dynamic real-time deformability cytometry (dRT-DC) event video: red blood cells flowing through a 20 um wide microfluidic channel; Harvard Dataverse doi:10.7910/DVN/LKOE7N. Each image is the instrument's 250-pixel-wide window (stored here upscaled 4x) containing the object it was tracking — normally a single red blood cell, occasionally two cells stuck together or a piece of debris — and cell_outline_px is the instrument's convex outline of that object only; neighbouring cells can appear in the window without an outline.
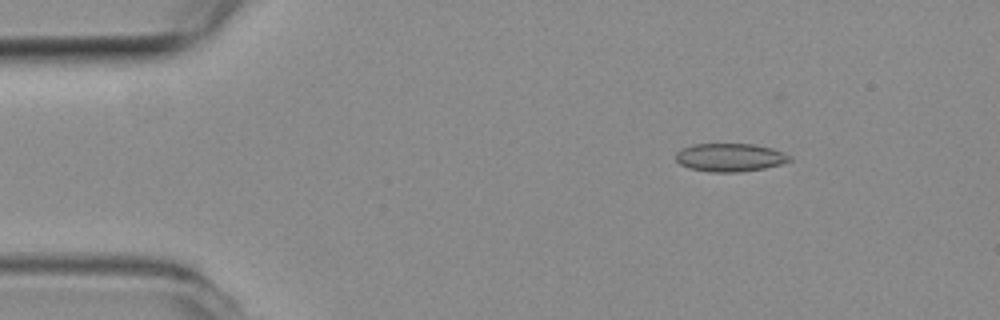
{"species": "common noctule bat (a hibernating species)", "species_latin": "Nyctalus noctula", "temperature_condition": "room temperature", "stored_images_in_passage": 57, "camera_frame_rate_fps": 3000, "um_per_image_px": 0.085, "animal": {"sex": "female", "body_mass_g": 19.3, "forearm_length_mm": 54.1}, "frame": {"image": 1, "passage_image": 8, "time_ms": 2.333, "image_size_px": [1000, 320], "cell_outline_px": [[792, 160], [780, 164], [764, 168], [740, 172], [712, 172], [688, 168], [680, 164], [676, 160], [676, 152], [692, 144], [752, 144], [772, 148], [784, 152], [792, 156]], "centroid_in_image_um": [62.06, 13.38], "position_along_channel_um": 22.9, "area_um2": 18.73}}
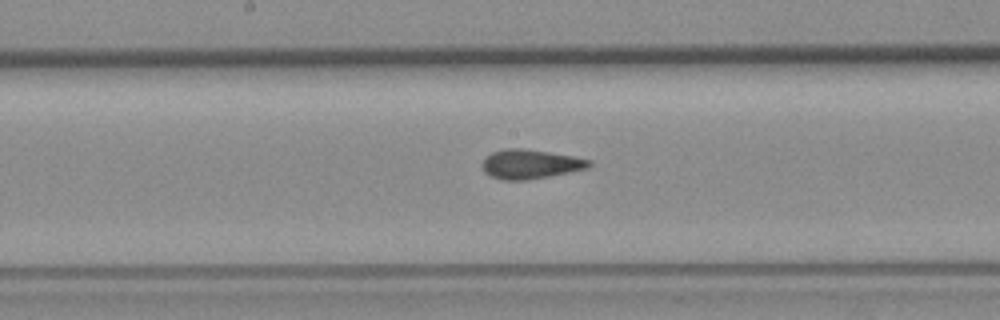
{"frame": {"image": 2, "passage_image": 29, "time_ms": 9.333, "image_size_px": [1000, 320], "cell_outline_px": [[592, 164], [588, 168], [528, 180], [500, 180], [484, 172], [480, 164], [484, 156], [492, 152], [504, 148], [520, 148], [548, 152], [572, 156], [592, 160]], "centroid_in_image_um": [45.02, 13.95], "position_along_channel_um": 203.2, "area_um2": 18.32}}
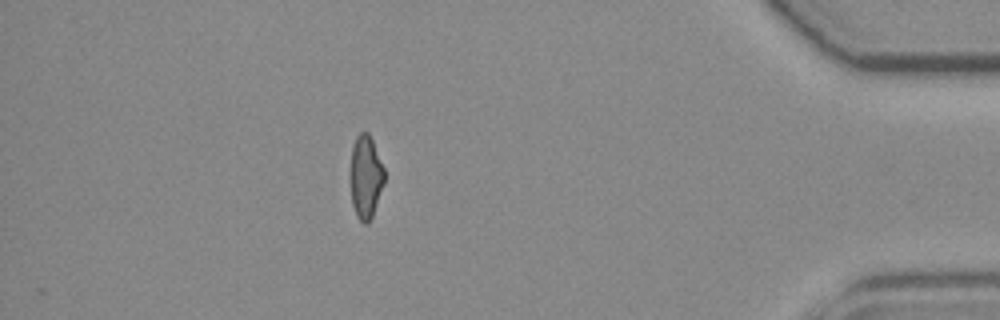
{"frame": {"image": 3, "passage_image": 50, "time_ms": 16.333, "image_size_px": [1000, 320], "cell_outline_px": [[384, 184], [372, 216], [368, 224], [364, 224], [356, 216], [352, 204], [352, 148], [356, 136], [360, 132], [368, 132], [372, 140], [384, 168]], "centroid_in_image_um": [31.11, 15.05], "position_along_channel_um": 404.1, "area_um2": 16.07}, "authors_computed_cell_mechanics": {"area_um2": 17.9758, "velocity_mm_per_s": 3.6054, "shape_relaxation_time_tau1_ms": null, "shape_relaxation_time_tau2_ms": 1.8195, "deformation_change_tau1": null, "deformation_change_tau2": 0.0621}}